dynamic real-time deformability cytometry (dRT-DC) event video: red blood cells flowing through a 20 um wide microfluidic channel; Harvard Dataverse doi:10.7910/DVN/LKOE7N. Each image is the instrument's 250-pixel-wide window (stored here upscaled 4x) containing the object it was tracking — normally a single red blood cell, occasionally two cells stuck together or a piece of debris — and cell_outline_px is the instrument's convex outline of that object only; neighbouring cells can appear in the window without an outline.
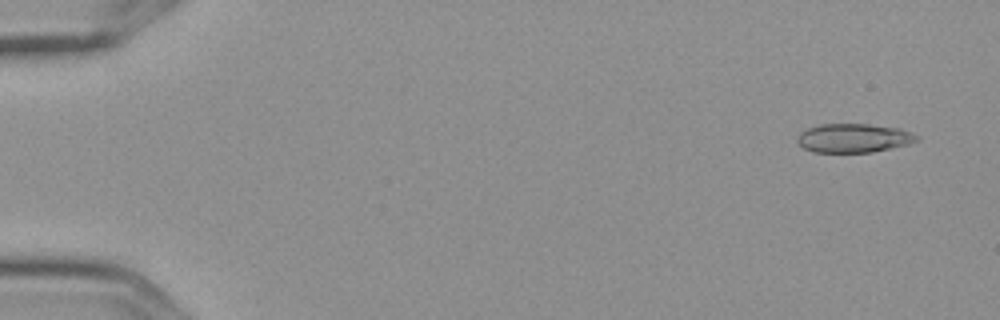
{"species": "Egyptian fruit bat (a non-hibernating species)", "species_latin": "Rousettus aegyptiacus", "temperature_condition": "cold", "stored_images_in_passage": 5, "camera_frame_rate_fps": 3000, "um_per_image_px": 0.085, "frame": {"image": 1, "passage_image": 1, "time_ms": 0.0, "image_size_px": [1000, 320], "cell_outline_px": [[920, 140], [908, 144], [872, 152], [812, 152], [804, 148], [796, 140], [796, 136], [800, 132], [808, 128], [820, 124], [868, 124], [900, 128], [912, 132], [920, 136]], "centroid_in_image_um": [72.57, 11.73], "position_along_channel_um": 12.4, "area_um2": 20.23}}
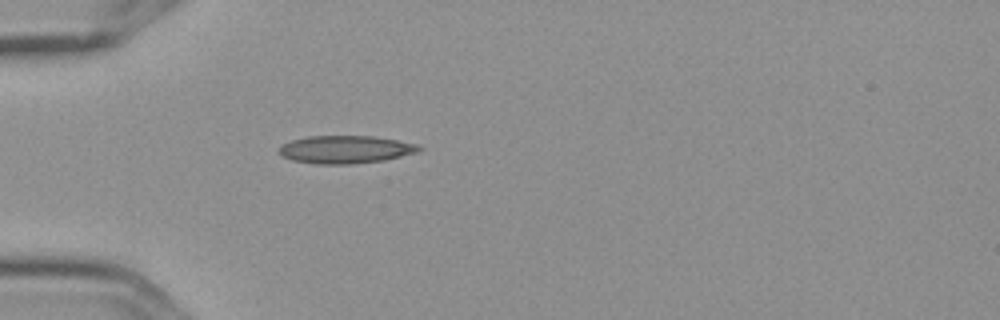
{"frame": {"image": 2, "passage_image": 5, "time_ms": 1.333, "image_size_px": [1000, 320], "cell_outline_px": [[424, 148], [420, 152], [384, 160], [352, 164], [316, 164], [292, 160], [284, 156], [280, 152], [280, 148], [284, 144], [292, 140], [308, 136], [372, 136], [396, 140], [416, 144]], "centroid_in_image_um": [29.42, 12.71], "position_along_channel_um": 55.6, "area_um2": 22.54}}